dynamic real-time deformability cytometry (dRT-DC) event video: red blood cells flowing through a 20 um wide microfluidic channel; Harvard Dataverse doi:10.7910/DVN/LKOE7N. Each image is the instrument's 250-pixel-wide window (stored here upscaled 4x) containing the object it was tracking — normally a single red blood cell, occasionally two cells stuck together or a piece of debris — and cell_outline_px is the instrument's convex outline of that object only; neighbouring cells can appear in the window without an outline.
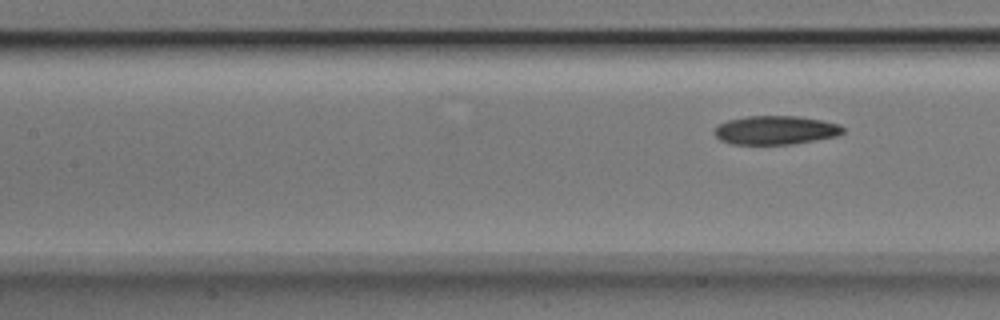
{"species": "Egyptian fruit bat (a non-hibernating species)", "species_latin": "Rousettus aegyptiacus", "temperature_condition": "room temperature", "stored_images_in_passage": 8, "segment_of_instrument_passage": [2, 2], "camera_frame_rate_fps": 3000, "um_per_image_px": 0.085, "animal": {"sex": "male"}, "frame": {"image": 1, "passage_image": 8, "time_ms": 2.333, "image_size_px": [1000, 320], "cell_outline_px": [[844, 132], [836, 136], [792, 144], [732, 144], [720, 140], [712, 132], [716, 124], [728, 120], [748, 116], [800, 116], [840, 124], [844, 128]], "centroid_in_image_um": [65.88, 11.06], "position_along_channel_um": 141.5, "area_um2": 21.62}}